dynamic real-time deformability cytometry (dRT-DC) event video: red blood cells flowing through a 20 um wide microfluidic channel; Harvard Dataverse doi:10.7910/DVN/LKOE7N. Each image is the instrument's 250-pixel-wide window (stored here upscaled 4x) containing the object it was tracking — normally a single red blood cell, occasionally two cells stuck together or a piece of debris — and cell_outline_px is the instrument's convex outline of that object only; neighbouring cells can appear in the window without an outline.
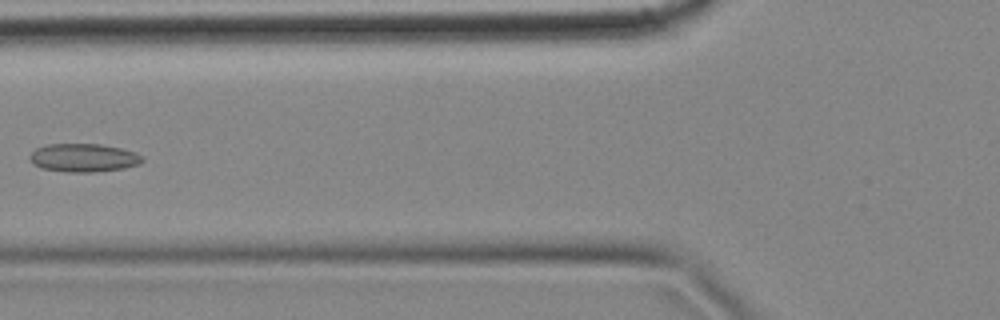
{"species": "common noctule bat (a hibernating species)", "species_latin": "Nyctalus noctula", "temperature_condition": "cold", "stored_images_in_passage": 6, "camera_frame_rate_fps": 3000, "um_per_image_px": 0.085, "animal": {"sex": "female", "body_mass_g": 18.4}, "frame": {"image": 1, "passage_image": 6, "time_ms": 1.667, "image_size_px": [1000, 320], "cell_outline_px": [[144, 160], [140, 164], [124, 168], [92, 172], [68, 172], [40, 168], [32, 164], [28, 160], [28, 156], [36, 148], [44, 144], [100, 144], [120, 148], [136, 152], [144, 156]], "centroid_in_image_um": [7.08, 13.41], "position_along_channel_um": 118.7, "area_um2": 18.84}}